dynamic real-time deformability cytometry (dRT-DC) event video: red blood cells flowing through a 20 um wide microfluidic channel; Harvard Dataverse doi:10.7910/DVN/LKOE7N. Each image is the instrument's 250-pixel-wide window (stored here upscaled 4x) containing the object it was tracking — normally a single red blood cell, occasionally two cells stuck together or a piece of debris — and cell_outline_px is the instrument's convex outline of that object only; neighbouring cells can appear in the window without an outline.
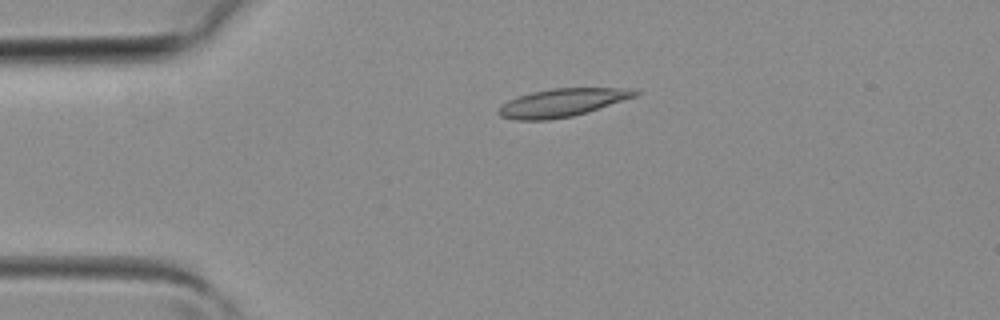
{"species": "common noctule bat (a hibernating species)", "species_latin": "Nyctalus noctula", "temperature_condition": "room temperature", "stored_images_in_passage": 3, "camera_frame_rate_fps": 3000, "um_per_image_px": 0.085, "animal": {"sex": "female", "body_mass_g": 19.3, "forearm_length_mm": 54.1}, "frame": {"image": 1, "passage_image": 2, "time_ms": 0.333, "image_size_px": [1000, 320], "cell_outline_px": [[640, 92], [636, 96], [572, 116], [548, 120], [516, 120], [500, 116], [496, 112], [508, 100], [532, 92], [552, 88], [628, 88]], "centroid_in_image_um": [47.75, 8.72], "position_along_channel_um": 37.3, "area_um2": 21.91}}
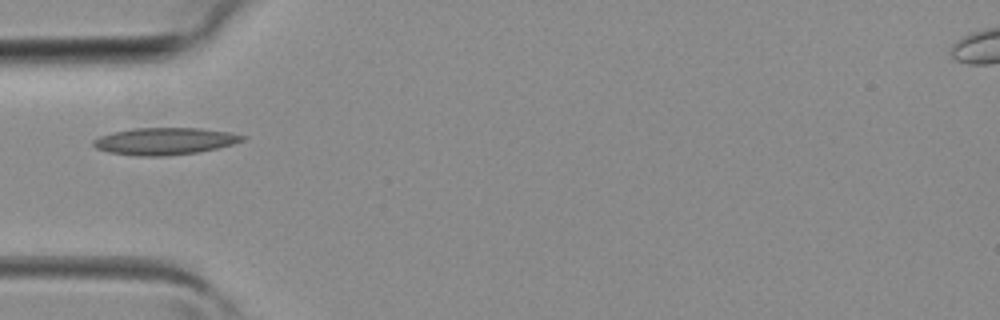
{"frame": {"image": 2, "passage_image": 3, "time_ms": 0.667, "image_size_px": [1000, 320], "cell_outline_px": [[248, 136], [244, 140], [232, 144], [200, 152], [168, 156], [136, 156], [108, 152], [96, 148], [92, 144], [92, 140], [100, 136], [112, 132], [136, 128], [200, 128], [228, 132]], "centroid_in_image_um": [13.99, 12.0], "position_along_channel_um": 71.0, "area_um2": 23.58}}